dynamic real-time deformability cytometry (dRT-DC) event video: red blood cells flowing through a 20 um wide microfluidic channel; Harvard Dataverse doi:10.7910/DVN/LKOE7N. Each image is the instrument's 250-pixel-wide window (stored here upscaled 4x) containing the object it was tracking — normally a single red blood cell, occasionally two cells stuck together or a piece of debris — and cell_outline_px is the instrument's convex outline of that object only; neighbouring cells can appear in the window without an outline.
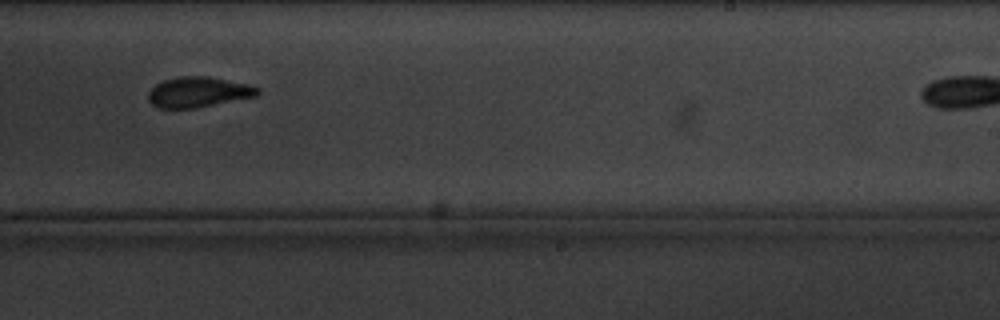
{"species": "common noctule bat (a hibernating species)", "species_latin": "Nyctalus noctula", "temperature_condition": "cold", "stored_images_in_passage": 12, "camera_frame_rate_fps": 3000, "um_per_image_px": 0.085, "animal": {"sex": "male", "body_mass_g": 20.1, "forearm_length_mm": 53.5}, "frame": {"image": 1, "passage_image": 9, "time_ms": 9.333, "image_size_px": [1000, 320], "cell_outline_px": [[260, 92], [256, 96], [196, 108], [156, 108], [148, 100], [148, 92], [156, 84], [164, 80], [176, 76], [208, 76], [248, 84], [260, 88]], "centroid_in_image_um": [16.84, 7.82], "position_along_channel_um": 272.2, "area_um2": 19.42}}